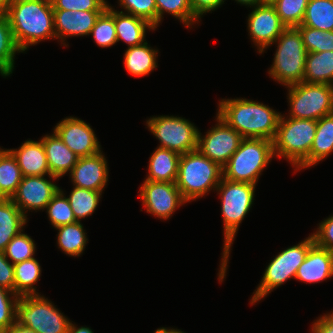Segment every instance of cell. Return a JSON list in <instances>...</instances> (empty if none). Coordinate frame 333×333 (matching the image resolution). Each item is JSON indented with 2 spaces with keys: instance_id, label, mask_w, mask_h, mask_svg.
<instances>
[{
  "instance_id": "6da1fadb",
  "label": "cell",
  "mask_w": 333,
  "mask_h": 333,
  "mask_svg": "<svg viewBox=\"0 0 333 333\" xmlns=\"http://www.w3.org/2000/svg\"><path fill=\"white\" fill-rule=\"evenodd\" d=\"M3 11L22 53L40 41L56 39L51 0H13Z\"/></svg>"
},
{
  "instance_id": "7a4b0ae2",
  "label": "cell",
  "mask_w": 333,
  "mask_h": 333,
  "mask_svg": "<svg viewBox=\"0 0 333 333\" xmlns=\"http://www.w3.org/2000/svg\"><path fill=\"white\" fill-rule=\"evenodd\" d=\"M217 115L243 138L273 141L281 113L269 106L249 99H222Z\"/></svg>"
},
{
  "instance_id": "3957f363",
  "label": "cell",
  "mask_w": 333,
  "mask_h": 333,
  "mask_svg": "<svg viewBox=\"0 0 333 333\" xmlns=\"http://www.w3.org/2000/svg\"><path fill=\"white\" fill-rule=\"evenodd\" d=\"M255 187L254 184L234 182L222 178L216 188L222 202L221 212L224 225L223 256L218 272L219 282H222L226 277L231 247L241 222L252 207Z\"/></svg>"
},
{
  "instance_id": "277c9868",
  "label": "cell",
  "mask_w": 333,
  "mask_h": 333,
  "mask_svg": "<svg viewBox=\"0 0 333 333\" xmlns=\"http://www.w3.org/2000/svg\"><path fill=\"white\" fill-rule=\"evenodd\" d=\"M317 121L310 119H286L281 115L273 140V152L277 158H285L294 170L308 168V155L316 134Z\"/></svg>"
},
{
  "instance_id": "5b68a950",
  "label": "cell",
  "mask_w": 333,
  "mask_h": 333,
  "mask_svg": "<svg viewBox=\"0 0 333 333\" xmlns=\"http://www.w3.org/2000/svg\"><path fill=\"white\" fill-rule=\"evenodd\" d=\"M222 178V167L198 150L181 154L176 185L188 203L216 190Z\"/></svg>"
},
{
  "instance_id": "8992f818",
  "label": "cell",
  "mask_w": 333,
  "mask_h": 333,
  "mask_svg": "<svg viewBox=\"0 0 333 333\" xmlns=\"http://www.w3.org/2000/svg\"><path fill=\"white\" fill-rule=\"evenodd\" d=\"M273 157H275L273 141L261 138H243L237 151L222 167L223 178L256 185L259 176Z\"/></svg>"
},
{
  "instance_id": "52a82bcc",
  "label": "cell",
  "mask_w": 333,
  "mask_h": 333,
  "mask_svg": "<svg viewBox=\"0 0 333 333\" xmlns=\"http://www.w3.org/2000/svg\"><path fill=\"white\" fill-rule=\"evenodd\" d=\"M274 42L277 49L268 74L286 87L303 82L307 51L300 31L286 28Z\"/></svg>"
},
{
  "instance_id": "ba28073f",
  "label": "cell",
  "mask_w": 333,
  "mask_h": 333,
  "mask_svg": "<svg viewBox=\"0 0 333 333\" xmlns=\"http://www.w3.org/2000/svg\"><path fill=\"white\" fill-rule=\"evenodd\" d=\"M314 243V237L311 234L299 244L288 247L276 255L266 267L258 287L253 292L251 305L265 298L287 280L295 278L298 267L303 263Z\"/></svg>"
},
{
  "instance_id": "9c48e42d",
  "label": "cell",
  "mask_w": 333,
  "mask_h": 333,
  "mask_svg": "<svg viewBox=\"0 0 333 333\" xmlns=\"http://www.w3.org/2000/svg\"><path fill=\"white\" fill-rule=\"evenodd\" d=\"M16 322L35 333H67L71 321L48 298L39 294L19 298Z\"/></svg>"
},
{
  "instance_id": "30bf717a",
  "label": "cell",
  "mask_w": 333,
  "mask_h": 333,
  "mask_svg": "<svg viewBox=\"0 0 333 333\" xmlns=\"http://www.w3.org/2000/svg\"><path fill=\"white\" fill-rule=\"evenodd\" d=\"M287 88L290 103L287 117L317 121L333 113V85L301 82Z\"/></svg>"
},
{
  "instance_id": "8fae6325",
  "label": "cell",
  "mask_w": 333,
  "mask_h": 333,
  "mask_svg": "<svg viewBox=\"0 0 333 333\" xmlns=\"http://www.w3.org/2000/svg\"><path fill=\"white\" fill-rule=\"evenodd\" d=\"M146 125L160 141L158 147L167 148L179 154L197 150L199 130L185 118L168 115L150 117Z\"/></svg>"
},
{
  "instance_id": "7c38bea8",
  "label": "cell",
  "mask_w": 333,
  "mask_h": 333,
  "mask_svg": "<svg viewBox=\"0 0 333 333\" xmlns=\"http://www.w3.org/2000/svg\"><path fill=\"white\" fill-rule=\"evenodd\" d=\"M217 124L202 136L198 131L197 150L223 167L237 151L243 137L216 114Z\"/></svg>"
},
{
  "instance_id": "4fadbf2b",
  "label": "cell",
  "mask_w": 333,
  "mask_h": 333,
  "mask_svg": "<svg viewBox=\"0 0 333 333\" xmlns=\"http://www.w3.org/2000/svg\"><path fill=\"white\" fill-rule=\"evenodd\" d=\"M140 200L146 212L167 220L177 208L187 203L176 182H154L144 180L139 190Z\"/></svg>"
},
{
  "instance_id": "5bb4252c",
  "label": "cell",
  "mask_w": 333,
  "mask_h": 333,
  "mask_svg": "<svg viewBox=\"0 0 333 333\" xmlns=\"http://www.w3.org/2000/svg\"><path fill=\"white\" fill-rule=\"evenodd\" d=\"M45 176H23L18 185L16 193L11 197L13 203L27 217L29 210H44L53 196L60 189L52 180L59 179L49 175L50 180Z\"/></svg>"
},
{
  "instance_id": "9a60e30c",
  "label": "cell",
  "mask_w": 333,
  "mask_h": 333,
  "mask_svg": "<svg viewBox=\"0 0 333 333\" xmlns=\"http://www.w3.org/2000/svg\"><path fill=\"white\" fill-rule=\"evenodd\" d=\"M252 9L248 15L247 27L253 44L257 46L261 54L265 51L264 49L273 45L287 27L280 20L273 5L260 4Z\"/></svg>"
},
{
  "instance_id": "2e32d148",
  "label": "cell",
  "mask_w": 333,
  "mask_h": 333,
  "mask_svg": "<svg viewBox=\"0 0 333 333\" xmlns=\"http://www.w3.org/2000/svg\"><path fill=\"white\" fill-rule=\"evenodd\" d=\"M53 131L79 157L91 156L102 151L94 130L80 118L66 117L57 123Z\"/></svg>"
},
{
  "instance_id": "e0dca14e",
  "label": "cell",
  "mask_w": 333,
  "mask_h": 333,
  "mask_svg": "<svg viewBox=\"0 0 333 333\" xmlns=\"http://www.w3.org/2000/svg\"><path fill=\"white\" fill-rule=\"evenodd\" d=\"M69 175L74 186L103 191L109 175L106 157L102 151L91 156L79 157Z\"/></svg>"
},
{
  "instance_id": "ac0fdd59",
  "label": "cell",
  "mask_w": 333,
  "mask_h": 333,
  "mask_svg": "<svg viewBox=\"0 0 333 333\" xmlns=\"http://www.w3.org/2000/svg\"><path fill=\"white\" fill-rule=\"evenodd\" d=\"M103 11H71L53 9L56 39L67 47L65 40L71 36H89L97 18Z\"/></svg>"
},
{
  "instance_id": "d6986e66",
  "label": "cell",
  "mask_w": 333,
  "mask_h": 333,
  "mask_svg": "<svg viewBox=\"0 0 333 333\" xmlns=\"http://www.w3.org/2000/svg\"><path fill=\"white\" fill-rule=\"evenodd\" d=\"M332 277L333 253L314 243L298 267L295 279L305 283H318Z\"/></svg>"
},
{
  "instance_id": "ffe728a7",
  "label": "cell",
  "mask_w": 333,
  "mask_h": 333,
  "mask_svg": "<svg viewBox=\"0 0 333 333\" xmlns=\"http://www.w3.org/2000/svg\"><path fill=\"white\" fill-rule=\"evenodd\" d=\"M41 141L44 146L50 174L60 178L67 172L70 173L79 156L71 151L54 131L51 135L43 136Z\"/></svg>"
},
{
  "instance_id": "44dd1931",
  "label": "cell",
  "mask_w": 333,
  "mask_h": 333,
  "mask_svg": "<svg viewBox=\"0 0 333 333\" xmlns=\"http://www.w3.org/2000/svg\"><path fill=\"white\" fill-rule=\"evenodd\" d=\"M17 160L23 176L51 175L41 139L26 140L18 149H8Z\"/></svg>"
},
{
  "instance_id": "7402d4cb",
  "label": "cell",
  "mask_w": 333,
  "mask_h": 333,
  "mask_svg": "<svg viewBox=\"0 0 333 333\" xmlns=\"http://www.w3.org/2000/svg\"><path fill=\"white\" fill-rule=\"evenodd\" d=\"M181 154L167 148L157 147L148 164L147 181L176 182Z\"/></svg>"
},
{
  "instance_id": "603a6c76",
  "label": "cell",
  "mask_w": 333,
  "mask_h": 333,
  "mask_svg": "<svg viewBox=\"0 0 333 333\" xmlns=\"http://www.w3.org/2000/svg\"><path fill=\"white\" fill-rule=\"evenodd\" d=\"M156 28L148 21L115 10V31L117 42L120 40L128 44V47L137 46L144 43L146 40V30H155Z\"/></svg>"
},
{
  "instance_id": "cb8c5ba5",
  "label": "cell",
  "mask_w": 333,
  "mask_h": 333,
  "mask_svg": "<svg viewBox=\"0 0 333 333\" xmlns=\"http://www.w3.org/2000/svg\"><path fill=\"white\" fill-rule=\"evenodd\" d=\"M27 217L13 203L11 198L0 200V251L23 230Z\"/></svg>"
},
{
  "instance_id": "d4e9b609",
  "label": "cell",
  "mask_w": 333,
  "mask_h": 333,
  "mask_svg": "<svg viewBox=\"0 0 333 333\" xmlns=\"http://www.w3.org/2000/svg\"><path fill=\"white\" fill-rule=\"evenodd\" d=\"M158 50L148 45V42L128 47L124 54L126 70L133 76H146L157 68Z\"/></svg>"
},
{
  "instance_id": "484cf974",
  "label": "cell",
  "mask_w": 333,
  "mask_h": 333,
  "mask_svg": "<svg viewBox=\"0 0 333 333\" xmlns=\"http://www.w3.org/2000/svg\"><path fill=\"white\" fill-rule=\"evenodd\" d=\"M303 82L333 85V51L307 53Z\"/></svg>"
},
{
  "instance_id": "4316f807",
  "label": "cell",
  "mask_w": 333,
  "mask_h": 333,
  "mask_svg": "<svg viewBox=\"0 0 333 333\" xmlns=\"http://www.w3.org/2000/svg\"><path fill=\"white\" fill-rule=\"evenodd\" d=\"M333 152V113L317 120L316 134L308 155V168L317 165Z\"/></svg>"
},
{
  "instance_id": "83f0119b",
  "label": "cell",
  "mask_w": 333,
  "mask_h": 333,
  "mask_svg": "<svg viewBox=\"0 0 333 333\" xmlns=\"http://www.w3.org/2000/svg\"><path fill=\"white\" fill-rule=\"evenodd\" d=\"M22 52L17 46L6 13L0 10V75L13 73L15 55Z\"/></svg>"
},
{
  "instance_id": "f1b7e54d",
  "label": "cell",
  "mask_w": 333,
  "mask_h": 333,
  "mask_svg": "<svg viewBox=\"0 0 333 333\" xmlns=\"http://www.w3.org/2000/svg\"><path fill=\"white\" fill-rule=\"evenodd\" d=\"M41 271V266L36 258L14 264L15 294L19 297L39 295L34 284L38 282Z\"/></svg>"
},
{
  "instance_id": "f546056e",
  "label": "cell",
  "mask_w": 333,
  "mask_h": 333,
  "mask_svg": "<svg viewBox=\"0 0 333 333\" xmlns=\"http://www.w3.org/2000/svg\"><path fill=\"white\" fill-rule=\"evenodd\" d=\"M84 226L81 222H75L72 224L62 225L57 229V244L59 248L69 256H80L84 249L88 238L86 232L83 229Z\"/></svg>"
},
{
  "instance_id": "4dcf8cb0",
  "label": "cell",
  "mask_w": 333,
  "mask_h": 333,
  "mask_svg": "<svg viewBox=\"0 0 333 333\" xmlns=\"http://www.w3.org/2000/svg\"><path fill=\"white\" fill-rule=\"evenodd\" d=\"M301 25L333 31V0H309Z\"/></svg>"
},
{
  "instance_id": "1f68e13d",
  "label": "cell",
  "mask_w": 333,
  "mask_h": 333,
  "mask_svg": "<svg viewBox=\"0 0 333 333\" xmlns=\"http://www.w3.org/2000/svg\"><path fill=\"white\" fill-rule=\"evenodd\" d=\"M23 178L17 160L8 149L0 148V191L11 198Z\"/></svg>"
},
{
  "instance_id": "d6a6232c",
  "label": "cell",
  "mask_w": 333,
  "mask_h": 333,
  "mask_svg": "<svg viewBox=\"0 0 333 333\" xmlns=\"http://www.w3.org/2000/svg\"><path fill=\"white\" fill-rule=\"evenodd\" d=\"M102 192L73 186V190L70 192L69 197L67 196V199L77 222L91 216L95 212L102 197Z\"/></svg>"
},
{
  "instance_id": "836d02e7",
  "label": "cell",
  "mask_w": 333,
  "mask_h": 333,
  "mask_svg": "<svg viewBox=\"0 0 333 333\" xmlns=\"http://www.w3.org/2000/svg\"><path fill=\"white\" fill-rule=\"evenodd\" d=\"M90 35L93 36L94 42L102 47L107 48L117 43L115 31V9L108 4L107 8L97 18Z\"/></svg>"
},
{
  "instance_id": "e575fe53",
  "label": "cell",
  "mask_w": 333,
  "mask_h": 333,
  "mask_svg": "<svg viewBox=\"0 0 333 333\" xmlns=\"http://www.w3.org/2000/svg\"><path fill=\"white\" fill-rule=\"evenodd\" d=\"M157 6V27L162 21L163 14H171L181 23L190 28L198 19L194 16L189 0H155Z\"/></svg>"
},
{
  "instance_id": "d590c367",
  "label": "cell",
  "mask_w": 333,
  "mask_h": 333,
  "mask_svg": "<svg viewBox=\"0 0 333 333\" xmlns=\"http://www.w3.org/2000/svg\"><path fill=\"white\" fill-rule=\"evenodd\" d=\"M45 209L47 210L46 212L50 223L54 228L77 222L69 201L62 189L58 190Z\"/></svg>"
},
{
  "instance_id": "8d00e7d4",
  "label": "cell",
  "mask_w": 333,
  "mask_h": 333,
  "mask_svg": "<svg viewBox=\"0 0 333 333\" xmlns=\"http://www.w3.org/2000/svg\"><path fill=\"white\" fill-rule=\"evenodd\" d=\"M309 0H277L272 5L282 23L287 27L301 25Z\"/></svg>"
},
{
  "instance_id": "74e56055",
  "label": "cell",
  "mask_w": 333,
  "mask_h": 333,
  "mask_svg": "<svg viewBox=\"0 0 333 333\" xmlns=\"http://www.w3.org/2000/svg\"><path fill=\"white\" fill-rule=\"evenodd\" d=\"M302 36L307 53L333 51V31H322L307 26L296 27Z\"/></svg>"
},
{
  "instance_id": "f35d334b",
  "label": "cell",
  "mask_w": 333,
  "mask_h": 333,
  "mask_svg": "<svg viewBox=\"0 0 333 333\" xmlns=\"http://www.w3.org/2000/svg\"><path fill=\"white\" fill-rule=\"evenodd\" d=\"M22 230L18 233L6 246L4 252L5 257L12 261V264L22 262L34 258L36 252V244L34 240L25 234Z\"/></svg>"
},
{
  "instance_id": "ab89813d",
  "label": "cell",
  "mask_w": 333,
  "mask_h": 333,
  "mask_svg": "<svg viewBox=\"0 0 333 333\" xmlns=\"http://www.w3.org/2000/svg\"><path fill=\"white\" fill-rule=\"evenodd\" d=\"M125 13L148 21L157 28V6L155 0H118Z\"/></svg>"
},
{
  "instance_id": "60d3db41",
  "label": "cell",
  "mask_w": 333,
  "mask_h": 333,
  "mask_svg": "<svg viewBox=\"0 0 333 333\" xmlns=\"http://www.w3.org/2000/svg\"><path fill=\"white\" fill-rule=\"evenodd\" d=\"M19 296L0 287V332L16 322V305Z\"/></svg>"
},
{
  "instance_id": "b9f144b4",
  "label": "cell",
  "mask_w": 333,
  "mask_h": 333,
  "mask_svg": "<svg viewBox=\"0 0 333 333\" xmlns=\"http://www.w3.org/2000/svg\"><path fill=\"white\" fill-rule=\"evenodd\" d=\"M53 9L75 11H104L106 0H51Z\"/></svg>"
},
{
  "instance_id": "7bdbcfd3",
  "label": "cell",
  "mask_w": 333,
  "mask_h": 333,
  "mask_svg": "<svg viewBox=\"0 0 333 333\" xmlns=\"http://www.w3.org/2000/svg\"><path fill=\"white\" fill-rule=\"evenodd\" d=\"M315 243L333 253V215L319 223L316 232H313Z\"/></svg>"
},
{
  "instance_id": "ee69618b",
  "label": "cell",
  "mask_w": 333,
  "mask_h": 333,
  "mask_svg": "<svg viewBox=\"0 0 333 333\" xmlns=\"http://www.w3.org/2000/svg\"><path fill=\"white\" fill-rule=\"evenodd\" d=\"M0 287L15 293L14 264L0 251Z\"/></svg>"
},
{
  "instance_id": "f6af8a7d",
  "label": "cell",
  "mask_w": 333,
  "mask_h": 333,
  "mask_svg": "<svg viewBox=\"0 0 333 333\" xmlns=\"http://www.w3.org/2000/svg\"><path fill=\"white\" fill-rule=\"evenodd\" d=\"M194 16L199 20L203 14L215 11L225 0H189Z\"/></svg>"
},
{
  "instance_id": "bcb514c9",
  "label": "cell",
  "mask_w": 333,
  "mask_h": 333,
  "mask_svg": "<svg viewBox=\"0 0 333 333\" xmlns=\"http://www.w3.org/2000/svg\"><path fill=\"white\" fill-rule=\"evenodd\" d=\"M311 329L313 333H333V312L317 318Z\"/></svg>"
},
{
  "instance_id": "7dc6e473",
  "label": "cell",
  "mask_w": 333,
  "mask_h": 333,
  "mask_svg": "<svg viewBox=\"0 0 333 333\" xmlns=\"http://www.w3.org/2000/svg\"><path fill=\"white\" fill-rule=\"evenodd\" d=\"M0 333H35L32 329L15 322L13 325Z\"/></svg>"
},
{
  "instance_id": "c3c4849f",
  "label": "cell",
  "mask_w": 333,
  "mask_h": 333,
  "mask_svg": "<svg viewBox=\"0 0 333 333\" xmlns=\"http://www.w3.org/2000/svg\"><path fill=\"white\" fill-rule=\"evenodd\" d=\"M67 333H93V331L89 327H86V326L77 327V326H75V324L70 322Z\"/></svg>"
},
{
  "instance_id": "681fc988",
  "label": "cell",
  "mask_w": 333,
  "mask_h": 333,
  "mask_svg": "<svg viewBox=\"0 0 333 333\" xmlns=\"http://www.w3.org/2000/svg\"><path fill=\"white\" fill-rule=\"evenodd\" d=\"M237 3H240L241 5L250 6V8H253L254 6L260 5L261 0H235ZM252 6V7H251Z\"/></svg>"
},
{
  "instance_id": "f907efd6",
  "label": "cell",
  "mask_w": 333,
  "mask_h": 333,
  "mask_svg": "<svg viewBox=\"0 0 333 333\" xmlns=\"http://www.w3.org/2000/svg\"><path fill=\"white\" fill-rule=\"evenodd\" d=\"M13 0H0V10H4Z\"/></svg>"
},
{
  "instance_id": "816d5d0a",
  "label": "cell",
  "mask_w": 333,
  "mask_h": 333,
  "mask_svg": "<svg viewBox=\"0 0 333 333\" xmlns=\"http://www.w3.org/2000/svg\"><path fill=\"white\" fill-rule=\"evenodd\" d=\"M154 333H169V328L161 327L158 328Z\"/></svg>"
},
{
  "instance_id": "f5cc1de1",
  "label": "cell",
  "mask_w": 333,
  "mask_h": 333,
  "mask_svg": "<svg viewBox=\"0 0 333 333\" xmlns=\"http://www.w3.org/2000/svg\"><path fill=\"white\" fill-rule=\"evenodd\" d=\"M277 0H261V4H270L272 5L275 3Z\"/></svg>"
},
{
  "instance_id": "db71d44e",
  "label": "cell",
  "mask_w": 333,
  "mask_h": 333,
  "mask_svg": "<svg viewBox=\"0 0 333 333\" xmlns=\"http://www.w3.org/2000/svg\"><path fill=\"white\" fill-rule=\"evenodd\" d=\"M169 333H184L183 331L179 330V329H169Z\"/></svg>"
},
{
  "instance_id": "11a10c76",
  "label": "cell",
  "mask_w": 333,
  "mask_h": 333,
  "mask_svg": "<svg viewBox=\"0 0 333 333\" xmlns=\"http://www.w3.org/2000/svg\"><path fill=\"white\" fill-rule=\"evenodd\" d=\"M7 197L0 191V200L6 199Z\"/></svg>"
}]
</instances>
